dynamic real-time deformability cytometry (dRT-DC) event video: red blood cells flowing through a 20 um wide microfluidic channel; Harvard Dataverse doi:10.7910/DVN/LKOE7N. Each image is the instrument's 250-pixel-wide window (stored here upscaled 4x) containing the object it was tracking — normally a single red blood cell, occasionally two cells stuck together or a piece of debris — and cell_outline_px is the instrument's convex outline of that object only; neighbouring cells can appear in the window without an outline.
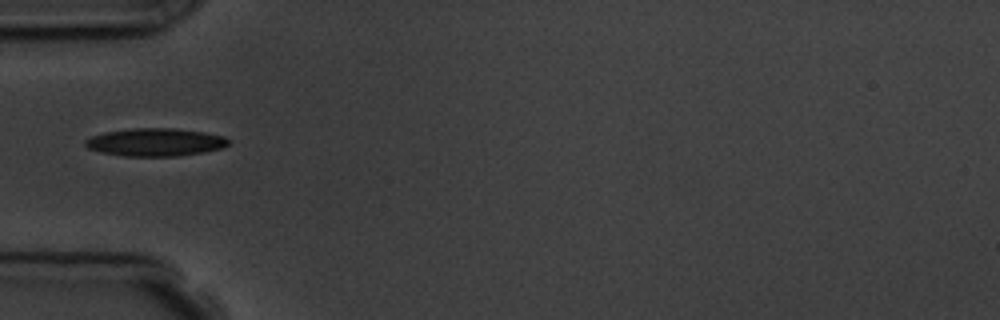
{"species": "common noctule bat (a hibernating species)", "species_latin": "Nyctalus noctula", "temperature_condition": "room temperature", "stored_images_in_passage": 1, "camera_frame_rate_fps": 3000, "um_per_image_px": 0.085, "animal": {"sex": "male", "body_mass_g": 19.5, "forearm_length_mm": 54.6}, "frame": {"image": 1, "passage_image": 1, "time_ms": 0.0, "image_size_px": [1000, 320], "cell_outline_px": [[228, 144], [224, 148], [204, 152], [176, 156], [124, 156], [100, 152], [88, 148], [84, 144], [84, 140], [92, 136], [104, 132], [136, 128], [176, 128], [204, 132], [224, 136], [228, 140]], "centroid_in_image_um": [13.2, 12.08], "position_along_channel_um": 71.8, "area_um2": 23.29}}